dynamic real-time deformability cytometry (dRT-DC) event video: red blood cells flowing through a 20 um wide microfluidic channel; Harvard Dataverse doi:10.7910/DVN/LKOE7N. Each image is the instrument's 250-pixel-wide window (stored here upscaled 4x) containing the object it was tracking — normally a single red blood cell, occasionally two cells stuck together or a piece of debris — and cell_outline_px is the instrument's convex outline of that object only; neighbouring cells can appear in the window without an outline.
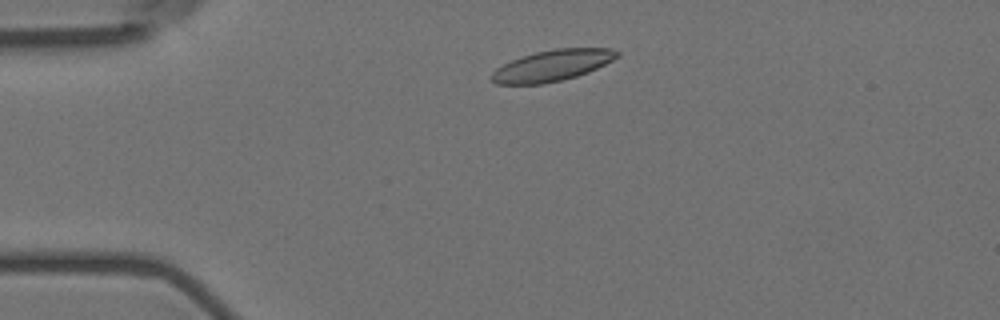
{"species": "Egyptian fruit bat (a non-hibernating species)", "species_latin": "Rousettus aegyptiacus", "temperature_condition": "room temperature", "stored_images_in_passage": 50, "camera_frame_rate_fps": 3000, "um_per_image_px": 0.085, "animal": {"sex": "female"}, "frame": {"image": 1, "passage_image": 6, "time_ms": 1.667, "image_size_px": [1000, 320], "cell_outline_px": [[620, 56], [588, 72], [576, 76], [544, 84], [496, 84], [492, 80], [492, 72], [496, 68], [512, 60], [536, 52], [556, 48], [612, 48], [620, 52]], "centroid_in_image_um": [46.96, 5.56], "position_along_channel_um": 38.0, "area_um2": 22.54}}
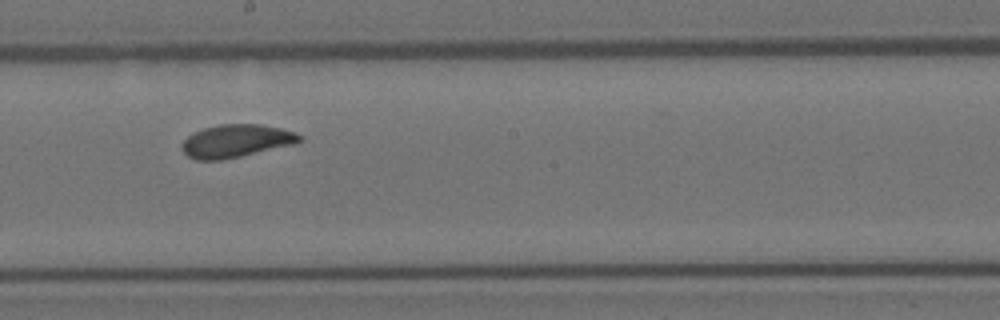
{"frame": {"image": 2, "passage_image": 25, "time_ms": 8.0, "image_size_px": [1000, 320], "cell_outline_px": [[304, 140], [296, 144], [240, 156], [220, 160], [196, 160], [188, 156], [180, 148], [180, 144], [188, 136], [204, 128], [220, 124], [260, 124], [280, 128], [296, 132], [304, 136]], "centroid_in_image_um": [20.11, 11.98], "position_along_channel_um": 228.1, "area_um2": 22.66}}
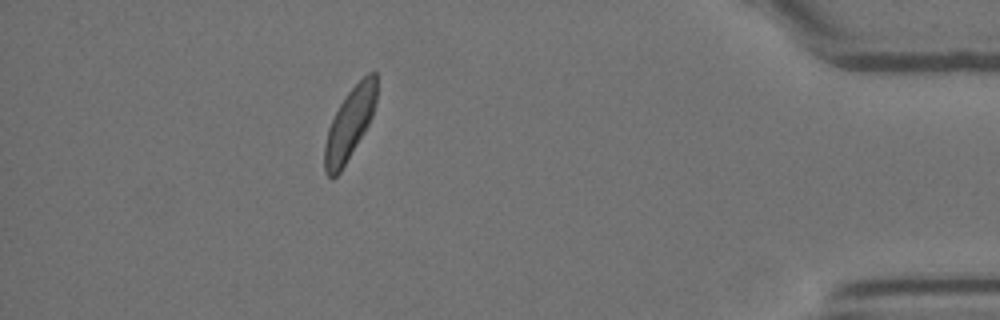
{"frame": {"image": 3, "passage_image": 44, "time_ms": 14.333, "image_size_px": [1000, 320], "cell_outline_px": [[376, 100], [372, 116], [364, 132], [340, 172], [332, 180], [324, 172], [324, 144], [328, 128], [340, 104], [348, 92], [368, 72], [376, 72]], "centroid_in_image_um": [29.69, 10.56], "position_along_channel_um": 405.5, "area_um2": 21.33}, "authors_computed_cell_mechanics": {"area_um2": 22.2819, "velocity_mm_per_s": 3.5577, "shape_relaxation_time_tau1_ms": 2.6211, "shape_relaxation_time_tau2_ms": 1.047, "deformation_change_tau1": 0.1017, "deformation_change_tau2": 0.0601}}